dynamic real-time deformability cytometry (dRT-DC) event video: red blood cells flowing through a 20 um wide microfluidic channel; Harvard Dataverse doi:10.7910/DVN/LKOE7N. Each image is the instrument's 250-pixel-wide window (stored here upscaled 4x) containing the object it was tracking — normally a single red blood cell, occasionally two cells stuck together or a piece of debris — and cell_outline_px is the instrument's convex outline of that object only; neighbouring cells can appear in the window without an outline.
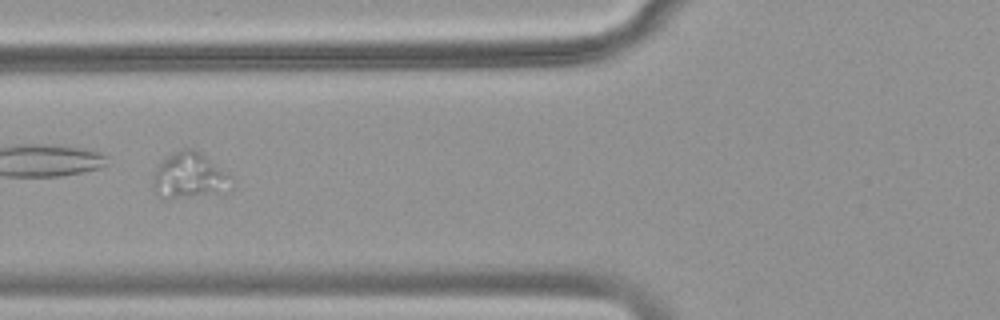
{"species": "common noctule bat (a hibernating species)", "species_latin": "Nyctalus noctula", "temperature_condition": "warm", "stored_images_in_passage": 54, "camera_frame_rate_fps": 3000, "um_per_image_px": 0.085, "animal": {"sex": "female", "body_mass_g": 18.4}, "frame": {"image": 1, "passage_image": 23, "time_ms": 7.333, "image_size_px": [1000, 320], "cell_outline_px": [[232, 188], [216, 192], [164, 200], [156, 192], [152, 184], [152, 180], [160, 160], [172, 152], [184, 148], [192, 148], [200, 152], [228, 176]], "centroid_in_image_um": [15.99, 14.92], "position_along_channel_um": 109.8, "area_um2": 20.35}}
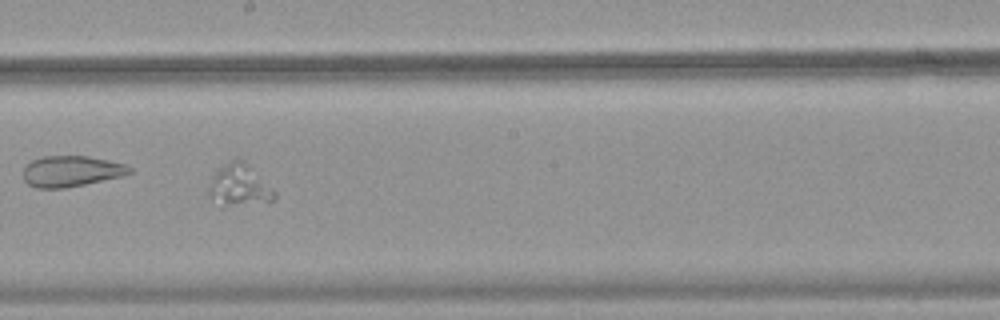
{"frame": {"image": 2, "passage_image": 32, "time_ms": 10.333, "image_size_px": [1000, 320], "cell_outline_px": [[276, 196], [272, 200], [220, 208], [212, 196], [208, 188], [212, 176], [220, 168], [232, 160], [244, 160], [276, 192]], "centroid_in_image_um": [20.32, 15.78], "position_along_channel_um": 227.9, "area_um2": 15.61}}
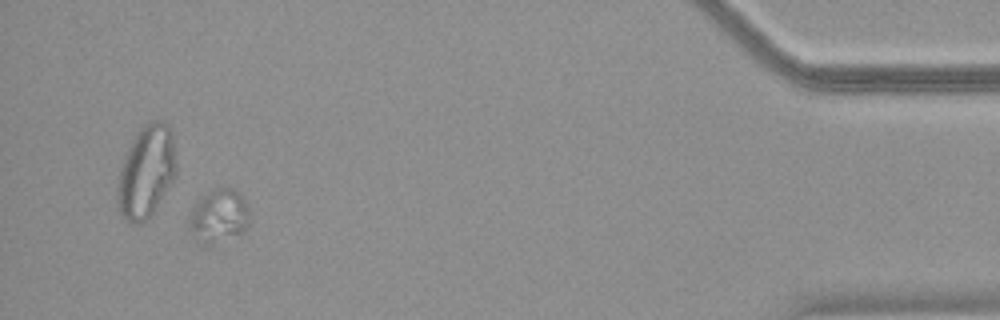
{"frame": {"image": 3, "passage_image": 51, "time_ms": 16.667, "image_size_px": [1000, 320], "cell_outline_px": [[248, 220], [244, 228], [240, 232], [212, 244], [200, 244], [188, 228], [188, 220], [196, 204], [204, 196], [220, 188], [236, 188], [240, 192], [244, 200], [248, 212]], "centroid_in_image_um": [18.57, 18.37], "position_along_channel_um": 416.6, "area_um2": 18.03}}